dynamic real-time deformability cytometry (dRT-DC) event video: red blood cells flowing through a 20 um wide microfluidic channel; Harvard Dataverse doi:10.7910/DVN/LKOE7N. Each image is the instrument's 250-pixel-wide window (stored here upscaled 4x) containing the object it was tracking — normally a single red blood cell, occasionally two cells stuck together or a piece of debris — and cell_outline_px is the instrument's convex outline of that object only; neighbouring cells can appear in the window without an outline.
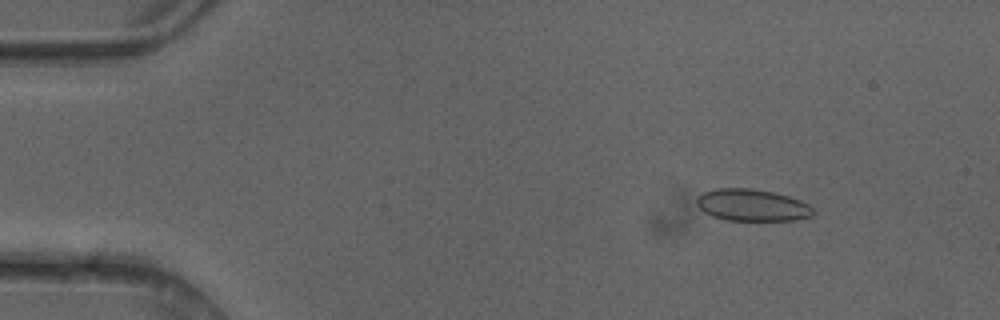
{"species": "common noctule bat (a hibernating species)", "species_latin": "Nyctalus noctula", "temperature_condition": "cold", "stored_images_in_passage": 50, "camera_frame_rate_fps": 3000, "um_per_image_px": 0.085, "animal": {"sex": "female"}, "frame": {"image": 1, "passage_image": 7, "time_ms": 2.0, "image_size_px": [1000, 320], "cell_outline_px": [[812, 216], [796, 220], [724, 220], [712, 216], [704, 212], [696, 204], [696, 196], [704, 192], [716, 188], [752, 188], [772, 192], [788, 196], [800, 200], [808, 204], [812, 208]], "centroid_in_image_um": [63.89, 17.43], "position_along_channel_um": 21.1, "area_um2": 21.68}}
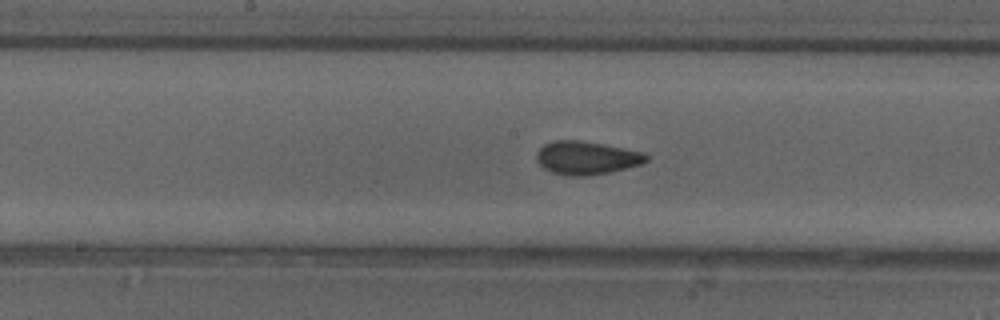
{"frame": {"image": 2, "passage_image": 26, "time_ms": 8.333, "image_size_px": [1000, 320], "cell_outline_px": [[648, 160], [640, 164], [608, 172], [584, 176], [572, 176], [552, 172], [544, 168], [536, 160], [536, 152], [544, 144], [556, 140], [580, 140], [644, 152], [648, 156]], "centroid_in_image_um": [49.82, 13.41], "position_along_channel_um": 198.4, "area_um2": 20.98}}
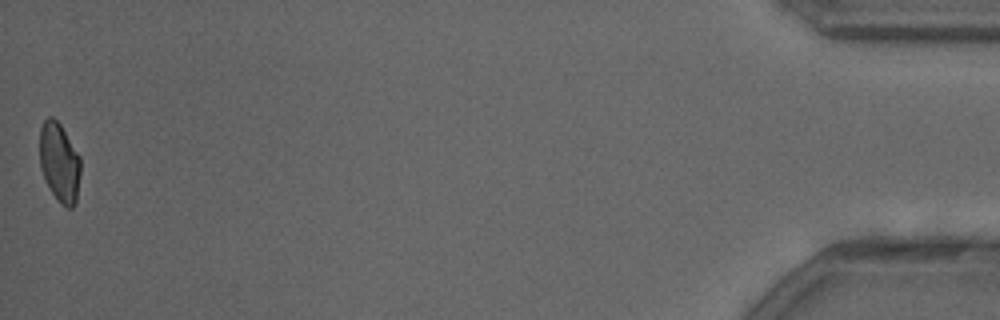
{"frame": {"image": 3, "passage_image": 50, "time_ms": 16.333, "image_size_px": [1000, 320], "cell_outline_px": [[80, 172], [76, 204], [72, 208], [68, 208], [60, 204], [56, 200], [40, 168], [40, 128], [44, 120], [48, 116], [52, 116], [60, 124], [80, 156]], "centroid_in_image_um": [5.06, 13.81], "position_along_channel_um": 430.1, "area_um2": 18.9}, "authors_computed_cell_mechanics": {"area_um2": 20.808, "velocity_mm_per_s": 4.1527, "shape_relaxation_time_tau1_ms": 5.2484, "shape_relaxation_time_tau2_ms": 0.8831, "deformation_change_tau1": 0.1057, "deformation_change_tau2": 0.0566}}